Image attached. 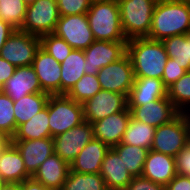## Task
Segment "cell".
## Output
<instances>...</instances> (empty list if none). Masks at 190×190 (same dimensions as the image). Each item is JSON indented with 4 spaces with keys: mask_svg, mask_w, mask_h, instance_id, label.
<instances>
[{
    "mask_svg": "<svg viewBox=\"0 0 190 190\" xmlns=\"http://www.w3.org/2000/svg\"><path fill=\"white\" fill-rule=\"evenodd\" d=\"M82 106L84 121L92 124L111 114L124 111L128 107V101L126 95L100 90L91 99L85 101Z\"/></svg>",
    "mask_w": 190,
    "mask_h": 190,
    "instance_id": "cell-12",
    "label": "cell"
},
{
    "mask_svg": "<svg viewBox=\"0 0 190 190\" xmlns=\"http://www.w3.org/2000/svg\"><path fill=\"white\" fill-rule=\"evenodd\" d=\"M102 90L117 92L128 97L134 84L131 59L126 53L122 58L104 66L97 74Z\"/></svg>",
    "mask_w": 190,
    "mask_h": 190,
    "instance_id": "cell-9",
    "label": "cell"
},
{
    "mask_svg": "<svg viewBox=\"0 0 190 190\" xmlns=\"http://www.w3.org/2000/svg\"><path fill=\"white\" fill-rule=\"evenodd\" d=\"M48 114L51 137L64 133L84 121L82 104L70 99L66 94L49 96Z\"/></svg>",
    "mask_w": 190,
    "mask_h": 190,
    "instance_id": "cell-6",
    "label": "cell"
},
{
    "mask_svg": "<svg viewBox=\"0 0 190 190\" xmlns=\"http://www.w3.org/2000/svg\"><path fill=\"white\" fill-rule=\"evenodd\" d=\"M48 137H51V134L47 101L46 107L41 112L17 128L11 140H35Z\"/></svg>",
    "mask_w": 190,
    "mask_h": 190,
    "instance_id": "cell-26",
    "label": "cell"
},
{
    "mask_svg": "<svg viewBox=\"0 0 190 190\" xmlns=\"http://www.w3.org/2000/svg\"><path fill=\"white\" fill-rule=\"evenodd\" d=\"M177 175L175 157L149 150L142 176L166 186Z\"/></svg>",
    "mask_w": 190,
    "mask_h": 190,
    "instance_id": "cell-19",
    "label": "cell"
},
{
    "mask_svg": "<svg viewBox=\"0 0 190 190\" xmlns=\"http://www.w3.org/2000/svg\"><path fill=\"white\" fill-rule=\"evenodd\" d=\"M32 67L43 92L49 95L61 94V64L40 47Z\"/></svg>",
    "mask_w": 190,
    "mask_h": 190,
    "instance_id": "cell-14",
    "label": "cell"
},
{
    "mask_svg": "<svg viewBox=\"0 0 190 190\" xmlns=\"http://www.w3.org/2000/svg\"><path fill=\"white\" fill-rule=\"evenodd\" d=\"M40 47V37L16 29L0 50V57L15 67L30 66Z\"/></svg>",
    "mask_w": 190,
    "mask_h": 190,
    "instance_id": "cell-8",
    "label": "cell"
},
{
    "mask_svg": "<svg viewBox=\"0 0 190 190\" xmlns=\"http://www.w3.org/2000/svg\"><path fill=\"white\" fill-rule=\"evenodd\" d=\"M165 190H190V176L177 174L166 186Z\"/></svg>",
    "mask_w": 190,
    "mask_h": 190,
    "instance_id": "cell-41",
    "label": "cell"
},
{
    "mask_svg": "<svg viewBox=\"0 0 190 190\" xmlns=\"http://www.w3.org/2000/svg\"><path fill=\"white\" fill-rule=\"evenodd\" d=\"M177 174L190 176V142L175 156Z\"/></svg>",
    "mask_w": 190,
    "mask_h": 190,
    "instance_id": "cell-39",
    "label": "cell"
},
{
    "mask_svg": "<svg viewBox=\"0 0 190 190\" xmlns=\"http://www.w3.org/2000/svg\"><path fill=\"white\" fill-rule=\"evenodd\" d=\"M0 90L13 101L20 100L27 94L43 92L32 65L16 67L13 76Z\"/></svg>",
    "mask_w": 190,
    "mask_h": 190,
    "instance_id": "cell-18",
    "label": "cell"
},
{
    "mask_svg": "<svg viewBox=\"0 0 190 190\" xmlns=\"http://www.w3.org/2000/svg\"><path fill=\"white\" fill-rule=\"evenodd\" d=\"M87 19L97 41L127 42L121 26L117 0L92 1Z\"/></svg>",
    "mask_w": 190,
    "mask_h": 190,
    "instance_id": "cell-3",
    "label": "cell"
},
{
    "mask_svg": "<svg viewBox=\"0 0 190 190\" xmlns=\"http://www.w3.org/2000/svg\"><path fill=\"white\" fill-rule=\"evenodd\" d=\"M11 141L4 133L0 132V151Z\"/></svg>",
    "mask_w": 190,
    "mask_h": 190,
    "instance_id": "cell-46",
    "label": "cell"
},
{
    "mask_svg": "<svg viewBox=\"0 0 190 190\" xmlns=\"http://www.w3.org/2000/svg\"><path fill=\"white\" fill-rule=\"evenodd\" d=\"M61 64V94H66L84 75V50L73 49Z\"/></svg>",
    "mask_w": 190,
    "mask_h": 190,
    "instance_id": "cell-25",
    "label": "cell"
},
{
    "mask_svg": "<svg viewBox=\"0 0 190 190\" xmlns=\"http://www.w3.org/2000/svg\"><path fill=\"white\" fill-rule=\"evenodd\" d=\"M127 53V42L95 40L84 50L85 74L97 75L104 66L122 58Z\"/></svg>",
    "mask_w": 190,
    "mask_h": 190,
    "instance_id": "cell-13",
    "label": "cell"
},
{
    "mask_svg": "<svg viewBox=\"0 0 190 190\" xmlns=\"http://www.w3.org/2000/svg\"><path fill=\"white\" fill-rule=\"evenodd\" d=\"M167 96V88L158 78H134L127 97L128 106H143Z\"/></svg>",
    "mask_w": 190,
    "mask_h": 190,
    "instance_id": "cell-24",
    "label": "cell"
},
{
    "mask_svg": "<svg viewBox=\"0 0 190 190\" xmlns=\"http://www.w3.org/2000/svg\"><path fill=\"white\" fill-rule=\"evenodd\" d=\"M14 101L0 90V132L12 139L16 133Z\"/></svg>",
    "mask_w": 190,
    "mask_h": 190,
    "instance_id": "cell-35",
    "label": "cell"
},
{
    "mask_svg": "<svg viewBox=\"0 0 190 190\" xmlns=\"http://www.w3.org/2000/svg\"><path fill=\"white\" fill-rule=\"evenodd\" d=\"M187 71L172 58H168L166 66L162 74L163 85L168 88L177 80H179Z\"/></svg>",
    "mask_w": 190,
    "mask_h": 190,
    "instance_id": "cell-38",
    "label": "cell"
},
{
    "mask_svg": "<svg viewBox=\"0 0 190 190\" xmlns=\"http://www.w3.org/2000/svg\"><path fill=\"white\" fill-rule=\"evenodd\" d=\"M40 40L41 47L59 63H62L73 50L65 40L53 33L41 36Z\"/></svg>",
    "mask_w": 190,
    "mask_h": 190,
    "instance_id": "cell-36",
    "label": "cell"
},
{
    "mask_svg": "<svg viewBox=\"0 0 190 190\" xmlns=\"http://www.w3.org/2000/svg\"><path fill=\"white\" fill-rule=\"evenodd\" d=\"M121 26L127 40L148 37L152 15L156 6L154 0H117Z\"/></svg>",
    "mask_w": 190,
    "mask_h": 190,
    "instance_id": "cell-4",
    "label": "cell"
},
{
    "mask_svg": "<svg viewBox=\"0 0 190 190\" xmlns=\"http://www.w3.org/2000/svg\"><path fill=\"white\" fill-rule=\"evenodd\" d=\"M167 97L181 113L190 112V71L167 88Z\"/></svg>",
    "mask_w": 190,
    "mask_h": 190,
    "instance_id": "cell-32",
    "label": "cell"
},
{
    "mask_svg": "<svg viewBox=\"0 0 190 190\" xmlns=\"http://www.w3.org/2000/svg\"><path fill=\"white\" fill-rule=\"evenodd\" d=\"M155 129V127L140 122L131 116L121 143L140 146L150 150L153 144Z\"/></svg>",
    "mask_w": 190,
    "mask_h": 190,
    "instance_id": "cell-28",
    "label": "cell"
},
{
    "mask_svg": "<svg viewBox=\"0 0 190 190\" xmlns=\"http://www.w3.org/2000/svg\"><path fill=\"white\" fill-rule=\"evenodd\" d=\"M130 118L131 111L127 107L124 111L97 120L92 123L94 138L110 148L118 145L121 143Z\"/></svg>",
    "mask_w": 190,
    "mask_h": 190,
    "instance_id": "cell-16",
    "label": "cell"
},
{
    "mask_svg": "<svg viewBox=\"0 0 190 190\" xmlns=\"http://www.w3.org/2000/svg\"><path fill=\"white\" fill-rule=\"evenodd\" d=\"M15 69L14 65L0 57V89L13 76Z\"/></svg>",
    "mask_w": 190,
    "mask_h": 190,
    "instance_id": "cell-42",
    "label": "cell"
},
{
    "mask_svg": "<svg viewBox=\"0 0 190 190\" xmlns=\"http://www.w3.org/2000/svg\"><path fill=\"white\" fill-rule=\"evenodd\" d=\"M49 96L45 92H38L27 94L20 100L14 101L16 130L46 107Z\"/></svg>",
    "mask_w": 190,
    "mask_h": 190,
    "instance_id": "cell-27",
    "label": "cell"
},
{
    "mask_svg": "<svg viewBox=\"0 0 190 190\" xmlns=\"http://www.w3.org/2000/svg\"><path fill=\"white\" fill-rule=\"evenodd\" d=\"M93 138V125L83 121L80 125L53 137L54 153L70 165Z\"/></svg>",
    "mask_w": 190,
    "mask_h": 190,
    "instance_id": "cell-11",
    "label": "cell"
},
{
    "mask_svg": "<svg viewBox=\"0 0 190 190\" xmlns=\"http://www.w3.org/2000/svg\"><path fill=\"white\" fill-rule=\"evenodd\" d=\"M110 147L93 138L70 164V171L77 173H100L101 165Z\"/></svg>",
    "mask_w": 190,
    "mask_h": 190,
    "instance_id": "cell-20",
    "label": "cell"
},
{
    "mask_svg": "<svg viewBox=\"0 0 190 190\" xmlns=\"http://www.w3.org/2000/svg\"><path fill=\"white\" fill-rule=\"evenodd\" d=\"M5 182L2 180V178L0 177V188L3 186Z\"/></svg>",
    "mask_w": 190,
    "mask_h": 190,
    "instance_id": "cell-48",
    "label": "cell"
},
{
    "mask_svg": "<svg viewBox=\"0 0 190 190\" xmlns=\"http://www.w3.org/2000/svg\"><path fill=\"white\" fill-rule=\"evenodd\" d=\"M61 190H108L99 173L68 172Z\"/></svg>",
    "mask_w": 190,
    "mask_h": 190,
    "instance_id": "cell-31",
    "label": "cell"
},
{
    "mask_svg": "<svg viewBox=\"0 0 190 190\" xmlns=\"http://www.w3.org/2000/svg\"><path fill=\"white\" fill-rule=\"evenodd\" d=\"M129 55L135 78H158L166 66L168 55L162 41L151 40L147 37L133 38L127 41Z\"/></svg>",
    "mask_w": 190,
    "mask_h": 190,
    "instance_id": "cell-2",
    "label": "cell"
},
{
    "mask_svg": "<svg viewBox=\"0 0 190 190\" xmlns=\"http://www.w3.org/2000/svg\"><path fill=\"white\" fill-rule=\"evenodd\" d=\"M53 34L77 50H85L95 41L87 14L60 16Z\"/></svg>",
    "mask_w": 190,
    "mask_h": 190,
    "instance_id": "cell-10",
    "label": "cell"
},
{
    "mask_svg": "<svg viewBox=\"0 0 190 190\" xmlns=\"http://www.w3.org/2000/svg\"><path fill=\"white\" fill-rule=\"evenodd\" d=\"M190 142V116L180 113L155 129L151 150L175 157Z\"/></svg>",
    "mask_w": 190,
    "mask_h": 190,
    "instance_id": "cell-5",
    "label": "cell"
},
{
    "mask_svg": "<svg viewBox=\"0 0 190 190\" xmlns=\"http://www.w3.org/2000/svg\"><path fill=\"white\" fill-rule=\"evenodd\" d=\"M27 5L35 2L36 0H23Z\"/></svg>",
    "mask_w": 190,
    "mask_h": 190,
    "instance_id": "cell-47",
    "label": "cell"
},
{
    "mask_svg": "<svg viewBox=\"0 0 190 190\" xmlns=\"http://www.w3.org/2000/svg\"><path fill=\"white\" fill-rule=\"evenodd\" d=\"M16 29L7 22L0 19V50L3 48L6 40Z\"/></svg>",
    "mask_w": 190,
    "mask_h": 190,
    "instance_id": "cell-43",
    "label": "cell"
},
{
    "mask_svg": "<svg viewBox=\"0 0 190 190\" xmlns=\"http://www.w3.org/2000/svg\"><path fill=\"white\" fill-rule=\"evenodd\" d=\"M190 34V0L157 2L147 38L163 41L170 36Z\"/></svg>",
    "mask_w": 190,
    "mask_h": 190,
    "instance_id": "cell-1",
    "label": "cell"
},
{
    "mask_svg": "<svg viewBox=\"0 0 190 190\" xmlns=\"http://www.w3.org/2000/svg\"><path fill=\"white\" fill-rule=\"evenodd\" d=\"M92 0H57L60 16L87 14Z\"/></svg>",
    "mask_w": 190,
    "mask_h": 190,
    "instance_id": "cell-37",
    "label": "cell"
},
{
    "mask_svg": "<svg viewBox=\"0 0 190 190\" xmlns=\"http://www.w3.org/2000/svg\"><path fill=\"white\" fill-rule=\"evenodd\" d=\"M101 89L97 75L85 74L66 95L75 102L83 104L95 96Z\"/></svg>",
    "mask_w": 190,
    "mask_h": 190,
    "instance_id": "cell-33",
    "label": "cell"
},
{
    "mask_svg": "<svg viewBox=\"0 0 190 190\" xmlns=\"http://www.w3.org/2000/svg\"><path fill=\"white\" fill-rule=\"evenodd\" d=\"M27 4L23 0H0V19L15 29H21Z\"/></svg>",
    "mask_w": 190,
    "mask_h": 190,
    "instance_id": "cell-34",
    "label": "cell"
},
{
    "mask_svg": "<svg viewBox=\"0 0 190 190\" xmlns=\"http://www.w3.org/2000/svg\"><path fill=\"white\" fill-rule=\"evenodd\" d=\"M99 174L106 182L108 190H123L133 178L113 148L106 153Z\"/></svg>",
    "mask_w": 190,
    "mask_h": 190,
    "instance_id": "cell-22",
    "label": "cell"
},
{
    "mask_svg": "<svg viewBox=\"0 0 190 190\" xmlns=\"http://www.w3.org/2000/svg\"><path fill=\"white\" fill-rule=\"evenodd\" d=\"M19 150L26 171L33 176L39 166L54 153L53 137L35 140H11Z\"/></svg>",
    "mask_w": 190,
    "mask_h": 190,
    "instance_id": "cell-17",
    "label": "cell"
},
{
    "mask_svg": "<svg viewBox=\"0 0 190 190\" xmlns=\"http://www.w3.org/2000/svg\"><path fill=\"white\" fill-rule=\"evenodd\" d=\"M128 109L134 119L155 128L171 122L181 113L167 96L143 106H128Z\"/></svg>",
    "mask_w": 190,
    "mask_h": 190,
    "instance_id": "cell-15",
    "label": "cell"
},
{
    "mask_svg": "<svg viewBox=\"0 0 190 190\" xmlns=\"http://www.w3.org/2000/svg\"><path fill=\"white\" fill-rule=\"evenodd\" d=\"M21 190H53L42 185L40 182L34 180L32 177L20 183Z\"/></svg>",
    "mask_w": 190,
    "mask_h": 190,
    "instance_id": "cell-44",
    "label": "cell"
},
{
    "mask_svg": "<svg viewBox=\"0 0 190 190\" xmlns=\"http://www.w3.org/2000/svg\"><path fill=\"white\" fill-rule=\"evenodd\" d=\"M112 148L119 154V157L132 177L142 176L148 149L124 143H119Z\"/></svg>",
    "mask_w": 190,
    "mask_h": 190,
    "instance_id": "cell-29",
    "label": "cell"
},
{
    "mask_svg": "<svg viewBox=\"0 0 190 190\" xmlns=\"http://www.w3.org/2000/svg\"><path fill=\"white\" fill-rule=\"evenodd\" d=\"M162 42L168 58L174 59L184 70L190 71V34L170 36Z\"/></svg>",
    "mask_w": 190,
    "mask_h": 190,
    "instance_id": "cell-30",
    "label": "cell"
},
{
    "mask_svg": "<svg viewBox=\"0 0 190 190\" xmlns=\"http://www.w3.org/2000/svg\"><path fill=\"white\" fill-rule=\"evenodd\" d=\"M123 190H165V186L143 176L133 177Z\"/></svg>",
    "mask_w": 190,
    "mask_h": 190,
    "instance_id": "cell-40",
    "label": "cell"
},
{
    "mask_svg": "<svg viewBox=\"0 0 190 190\" xmlns=\"http://www.w3.org/2000/svg\"><path fill=\"white\" fill-rule=\"evenodd\" d=\"M59 18L57 1L36 0L27 5L26 17L20 30L41 37L53 33Z\"/></svg>",
    "mask_w": 190,
    "mask_h": 190,
    "instance_id": "cell-7",
    "label": "cell"
},
{
    "mask_svg": "<svg viewBox=\"0 0 190 190\" xmlns=\"http://www.w3.org/2000/svg\"><path fill=\"white\" fill-rule=\"evenodd\" d=\"M0 190H21L19 183H4Z\"/></svg>",
    "mask_w": 190,
    "mask_h": 190,
    "instance_id": "cell-45",
    "label": "cell"
},
{
    "mask_svg": "<svg viewBox=\"0 0 190 190\" xmlns=\"http://www.w3.org/2000/svg\"><path fill=\"white\" fill-rule=\"evenodd\" d=\"M0 177L5 183H21L32 176L26 171L23 158L10 141L0 151Z\"/></svg>",
    "mask_w": 190,
    "mask_h": 190,
    "instance_id": "cell-21",
    "label": "cell"
},
{
    "mask_svg": "<svg viewBox=\"0 0 190 190\" xmlns=\"http://www.w3.org/2000/svg\"><path fill=\"white\" fill-rule=\"evenodd\" d=\"M69 170L70 165L53 153L39 166L32 178L53 190H61Z\"/></svg>",
    "mask_w": 190,
    "mask_h": 190,
    "instance_id": "cell-23",
    "label": "cell"
}]
</instances>
